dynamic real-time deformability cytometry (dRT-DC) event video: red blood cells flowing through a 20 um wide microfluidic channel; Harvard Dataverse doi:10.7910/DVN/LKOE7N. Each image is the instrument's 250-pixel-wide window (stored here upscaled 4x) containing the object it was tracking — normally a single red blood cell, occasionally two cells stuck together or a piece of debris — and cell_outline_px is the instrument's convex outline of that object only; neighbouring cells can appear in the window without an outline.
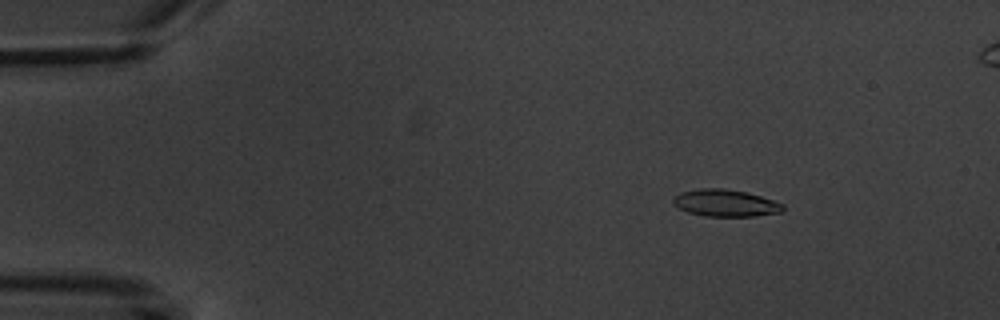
{"species": "common noctule bat (a hibernating species)", "species_latin": "Nyctalus noctula", "temperature_condition": "warm", "stored_images_in_passage": 9, "camera_frame_rate_fps": 3000, "um_per_image_px": 0.085, "animal": {"sex": "male", "body_mass_g": 20.1, "forearm_length_mm": 53.5}, "frame": {"image": 1, "passage_image": 2, "time_ms": 1.0, "image_size_px": [1000, 320], "cell_outline_px": [[784, 212], [756, 216], [704, 216], [688, 212], [672, 204], [672, 200], [680, 192], [700, 188], [724, 188], [748, 192], [784, 204]], "centroid_in_image_um": [61.68, 17.25], "position_along_channel_um": 23.3, "area_um2": 17.4}}
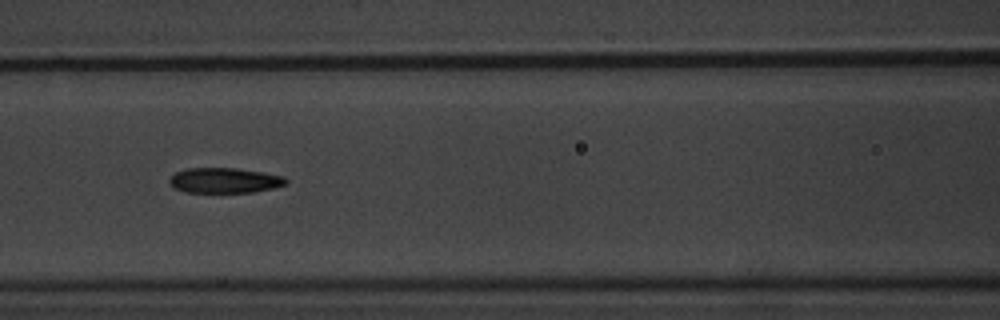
{"frame": {"image": 2, "passage_image": 6, "time_ms": 6.667, "image_size_px": [1000, 320], "cell_outline_px": [[288, 184], [272, 188], [252, 192], [184, 192], [172, 188], [168, 184], [168, 180], [176, 172], [188, 168], [236, 168], [264, 172], [284, 176], [288, 180]], "centroid_in_image_um": [19.07, 15.33], "position_along_channel_um": 147.5, "area_um2": 17.28}}
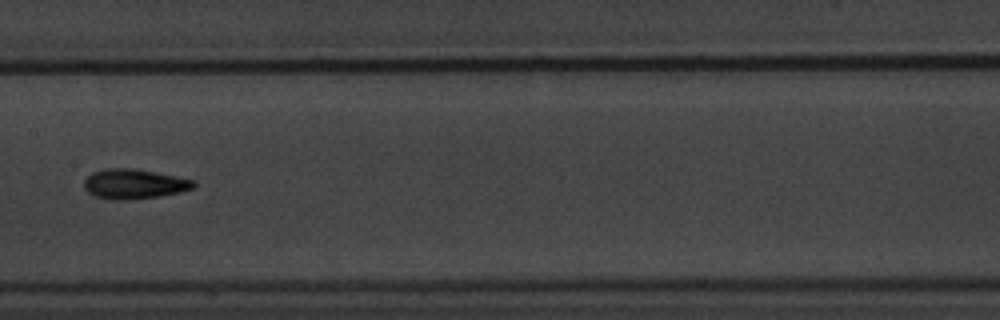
{"frame": {"image": 3, "passage_image": 7, "time_ms": 8.0, "image_size_px": [1000, 320], "cell_outline_px": [[196, 184], [192, 188], [180, 192], [160, 196], [128, 200], [116, 200], [92, 196], [84, 188], [84, 180], [92, 172], [104, 168], [136, 168], [196, 180]], "centroid_in_image_um": [11.38, 15.63], "position_along_channel_um": 196.0, "area_um2": 19.25}}